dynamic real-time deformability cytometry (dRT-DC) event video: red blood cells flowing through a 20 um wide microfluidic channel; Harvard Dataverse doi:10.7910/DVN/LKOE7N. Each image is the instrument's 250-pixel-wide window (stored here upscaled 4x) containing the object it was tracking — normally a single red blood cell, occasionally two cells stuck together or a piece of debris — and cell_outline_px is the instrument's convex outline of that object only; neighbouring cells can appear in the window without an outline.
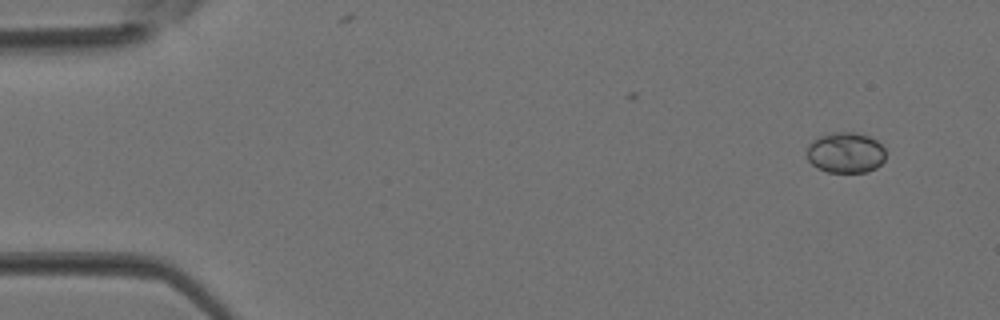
{"species": "Egyptian fruit bat (a non-hibernating species)", "species_latin": "Rousettus aegyptiacus", "temperature_condition": "room temperature", "stored_images_in_passage": 4, "camera_frame_rate_fps": 3000, "um_per_image_px": 0.085, "animal": {"sex": "female"}, "frame": {"image": 1, "passage_image": 1, "time_ms": 0.0, "image_size_px": [1000, 320], "cell_outline_px": [[884, 160], [876, 168], [868, 172], [828, 172], [816, 168], [808, 160], [808, 144], [820, 136], [832, 132], [852, 132], [868, 136], [876, 140], [884, 148]], "centroid_in_image_um": [71.87, 12.98], "position_along_channel_um": 13.1, "area_um2": 18.61}}
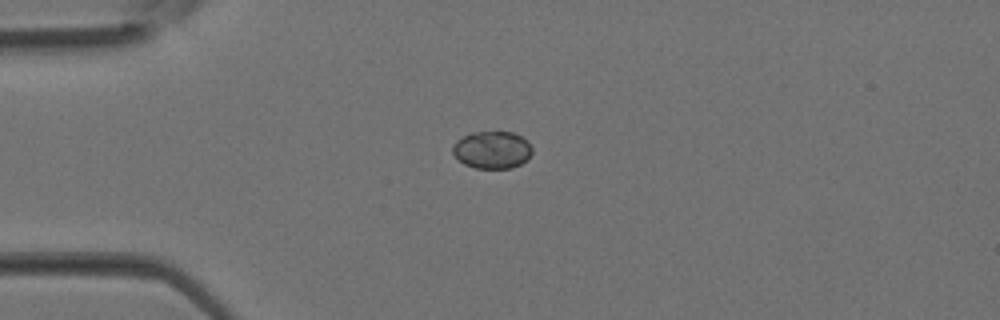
{"frame": {"image": 2, "passage_image": 3, "time_ms": 0.667, "image_size_px": [1000, 320], "cell_outline_px": [[532, 152], [520, 164], [512, 168], [476, 168], [464, 164], [452, 152], [452, 144], [456, 140], [472, 132], [512, 132], [528, 140], [532, 148]], "centroid_in_image_um": [41.82, 12.73], "position_along_channel_um": 43.2, "area_um2": 17.22}}
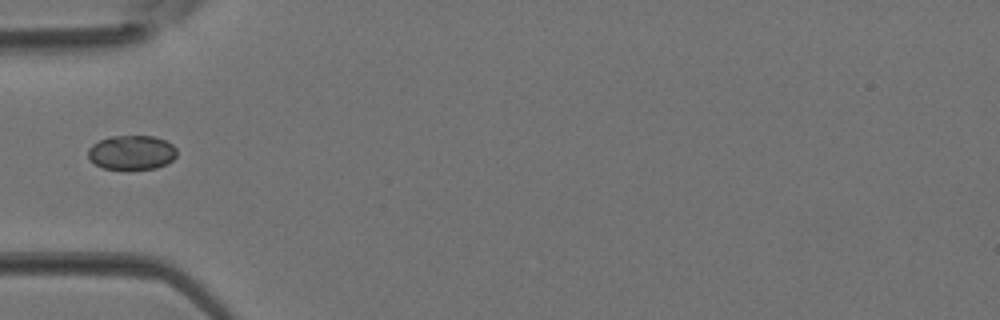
{"frame": {"image": 3, "passage_image": 4, "time_ms": 1.0, "image_size_px": [1000, 320], "cell_outline_px": [[176, 156], [172, 160], [156, 168], [104, 168], [96, 164], [88, 156], [88, 148], [92, 144], [100, 140], [112, 136], [152, 136], [164, 140], [172, 144], [176, 148]], "centroid_in_image_um": [11.19, 12.94], "position_along_channel_um": 73.8, "area_um2": 17.4}}